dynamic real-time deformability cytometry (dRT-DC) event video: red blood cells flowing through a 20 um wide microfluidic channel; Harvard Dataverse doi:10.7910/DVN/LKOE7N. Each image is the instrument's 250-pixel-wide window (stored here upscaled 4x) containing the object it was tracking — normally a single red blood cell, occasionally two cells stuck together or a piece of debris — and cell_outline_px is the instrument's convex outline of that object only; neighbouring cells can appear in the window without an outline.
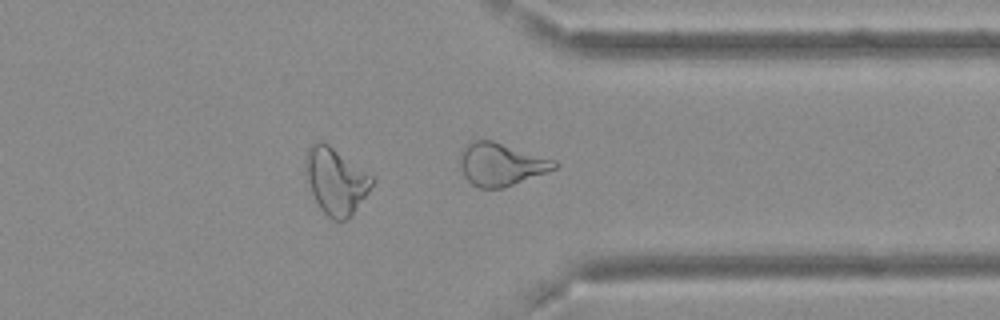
{"species": "Egyptian fruit bat (a non-hibernating species)", "species_latin": "Rousettus aegyptiacus", "temperature_condition": "cold", "stored_images_in_passage": 40, "camera_frame_rate_fps": 3000, "um_per_image_px": 0.085, "frame": {"image": 1, "passage_image": 40, "time_ms": 13.0, "image_size_px": [1000, 320], "cell_outline_px": [[560, 164], [556, 168], [504, 188], [480, 188], [472, 184], [464, 176], [460, 164], [460, 152], [468, 140], [492, 140], [556, 160]], "centroid_in_image_um": [42.57, 13.95], "position_along_channel_um": 368.8, "area_um2": 23.58}, "authors_computed_cell_mechanics": {"area_um2": 23.698, "velocity_mm_per_s": 3.6801, "shape_relaxation_time_tau1_ms": null, "shape_relaxation_time_tau2_ms": 6.203, "deformation_change_tau1": null, "deformation_change_tau2": 0.162}}